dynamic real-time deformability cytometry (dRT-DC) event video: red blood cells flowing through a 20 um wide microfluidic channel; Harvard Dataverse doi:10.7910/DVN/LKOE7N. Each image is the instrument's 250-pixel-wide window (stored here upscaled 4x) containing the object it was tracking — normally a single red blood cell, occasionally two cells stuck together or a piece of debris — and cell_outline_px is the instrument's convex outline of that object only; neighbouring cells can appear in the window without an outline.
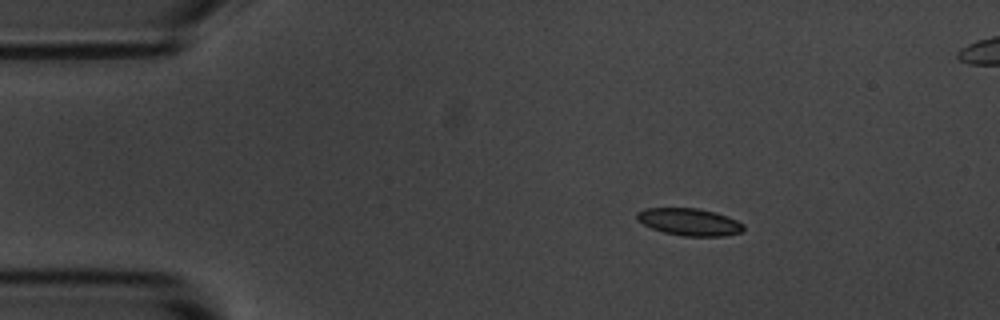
{"species": "common noctule bat (a hibernating species)", "species_latin": "Nyctalus noctula", "temperature_condition": "room temperature", "stored_images_in_passage": 5, "camera_frame_rate_fps": 3000, "um_per_image_px": 0.085, "animal": {"sex": "male", "body_mass_g": 20.1, "forearm_length_mm": 53.5}, "frame": {"image": 1, "passage_image": 2, "time_ms": 1.333, "image_size_px": [1000, 320], "cell_outline_px": [[744, 228], [740, 232], [724, 236], [684, 236], [664, 232], [652, 228], [636, 220], [636, 212], [644, 208], [696, 208], [716, 212], [728, 216], [744, 224]], "centroid_in_image_um": [58.58, 18.85], "position_along_channel_um": 26.4, "area_um2": 16.94}}